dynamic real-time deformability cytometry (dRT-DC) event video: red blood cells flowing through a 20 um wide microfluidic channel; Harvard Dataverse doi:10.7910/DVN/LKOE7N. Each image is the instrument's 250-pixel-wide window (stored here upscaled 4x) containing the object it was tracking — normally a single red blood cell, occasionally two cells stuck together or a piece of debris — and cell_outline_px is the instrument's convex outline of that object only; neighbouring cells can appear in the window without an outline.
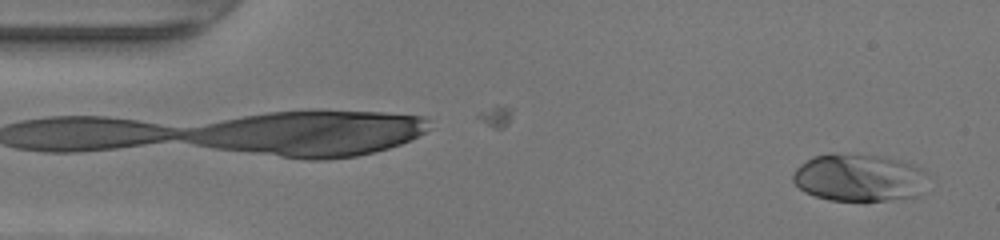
{"species": "human", "species_latin": "Homo sapiens", "temperature_condition": "warm", "stored_images_in_passage": 48, "camera_frame_rate_fps": 3000, "um_per_image_px": 0.085, "donor": {"sex": "female"}, "frame": {"image": 1, "passage_image": 3, "time_ms": 0.667, "image_size_px": [1000, 240], "cell_outline_px": [[924, 172], [916, 196], [888, 200], [828, 200], [804, 192], [792, 180], [792, 176], [796, 168], [800, 164], [812, 156], [828, 152], [836, 152], [884, 156], [900, 160], [924, 168]], "centroid_in_image_um": [72.91, 15.06], "position_along_channel_um": 12.1, "area_um2": 37.17}}
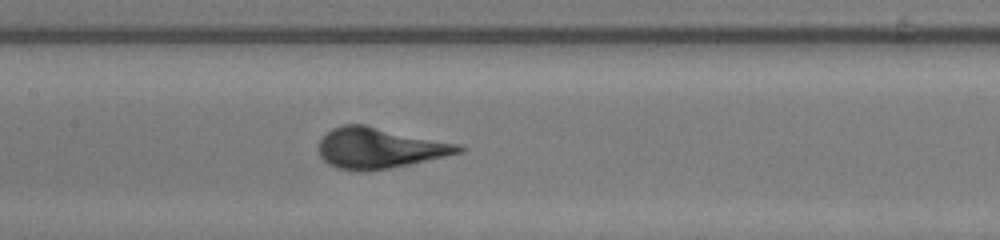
{"frame": {"image": 2, "passage_image": 23, "time_ms": 7.333, "image_size_px": [1000, 240], "cell_outline_px": [[464, 152], [412, 164], [368, 172], [356, 172], [336, 168], [328, 164], [320, 156], [316, 148], [316, 144], [332, 128], [340, 124], [364, 124], [460, 144], [464, 148]], "centroid_in_image_um": [32.22, 12.6], "position_along_channel_um": 175.2, "area_um2": 33.81}}
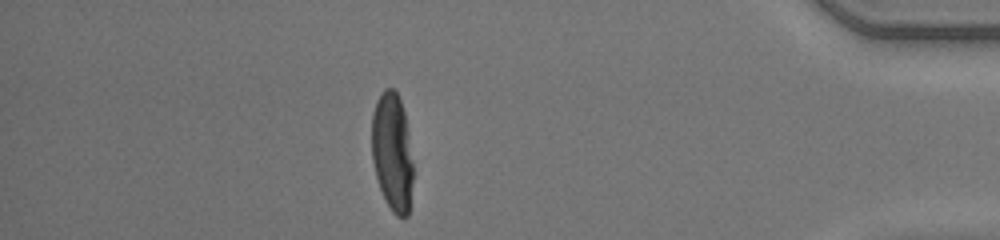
{"frame": {"image": 3, "passage_image": 42, "time_ms": 13.667, "image_size_px": [1000, 240], "cell_outline_px": [[412, 180], [408, 216], [396, 216], [392, 212], [380, 188], [376, 176], [372, 160], [372, 112], [376, 100], [380, 92], [384, 88], [392, 88], [396, 92], [400, 100], [404, 112], [408, 136], [412, 164]], "centroid_in_image_um": [33.32, 12.89], "position_along_channel_um": 401.9, "area_um2": 28.21}}